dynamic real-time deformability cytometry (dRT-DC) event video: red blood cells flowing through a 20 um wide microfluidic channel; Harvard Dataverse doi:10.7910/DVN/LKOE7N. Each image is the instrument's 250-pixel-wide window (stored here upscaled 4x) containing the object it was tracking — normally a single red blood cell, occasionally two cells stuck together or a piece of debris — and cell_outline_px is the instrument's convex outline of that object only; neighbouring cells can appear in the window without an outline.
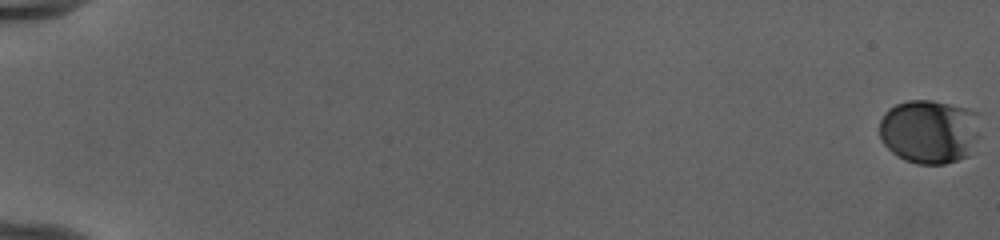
{"species": "human", "species_latin": "Homo sapiens", "temperature_condition": "cold", "stored_images_in_passage": 55, "camera_frame_rate_fps": 3000, "um_per_image_px": 0.085, "donor": {"sex": "female"}, "frame": {"image": 1, "passage_image": 1, "time_ms": 0.0, "image_size_px": [1000, 240], "cell_outline_px": [[984, 112], [980, 136], [968, 156], [944, 164], [916, 164], [904, 160], [896, 156], [884, 144], [880, 136], [880, 120], [884, 112], [888, 108], [896, 104], [908, 100], [932, 100], [968, 108]], "centroid_in_image_um": [79.08, 11.15], "position_along_channel_um": 5.9, "area_um2": 38.78}}
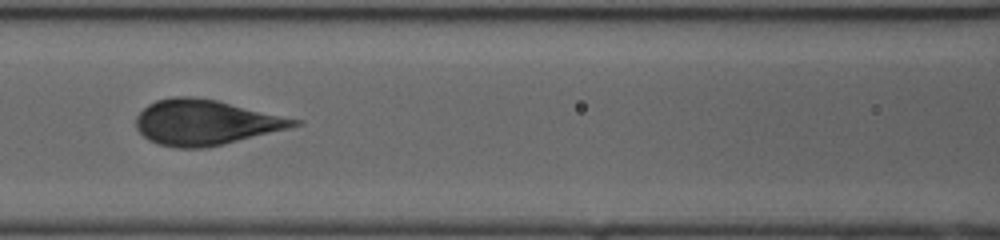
{"frame": {"image": 2, "passage_image": 28, "time_ms": 9.0, "image_size_px": [1000, 240], "cell_outline_px": [[304, 120], [300, 124], [288, 128], [224, 144], [204, 148], [172, 148], [156, 144], [148, 140], [136, 128], [136, 116], [148, 104], [156, 100], [172, 96], [196, 96], [216, 100]], "centroid_in_image_um": [17.44, 10.4], "position_along_channel_um": 149.2, "area_um2": 41.85}}
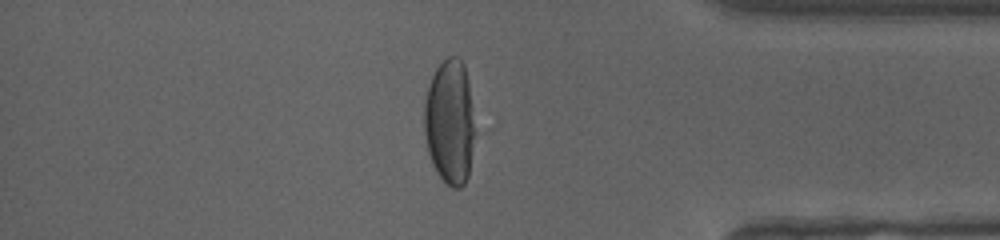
{"frame": {"image": 3, "passage_image": 48, "time_ms": 15.667, "image_size_px": [1000, 240], "cell_outline_px": [[476, 132], [468, 176], [464, 184], [460, 188], [452, 188], [436, 172], [432, 164], [428, 152], [424, 132], [424, 104], [428, 88], [432, 76], [436, 68], [448, 56], [456, 56], [464, 64], [468, 84]], "centroid_in_image_um": [38.24, 10.4], "position_along_channel_um": 397.0, "area_um2": 36.99}}